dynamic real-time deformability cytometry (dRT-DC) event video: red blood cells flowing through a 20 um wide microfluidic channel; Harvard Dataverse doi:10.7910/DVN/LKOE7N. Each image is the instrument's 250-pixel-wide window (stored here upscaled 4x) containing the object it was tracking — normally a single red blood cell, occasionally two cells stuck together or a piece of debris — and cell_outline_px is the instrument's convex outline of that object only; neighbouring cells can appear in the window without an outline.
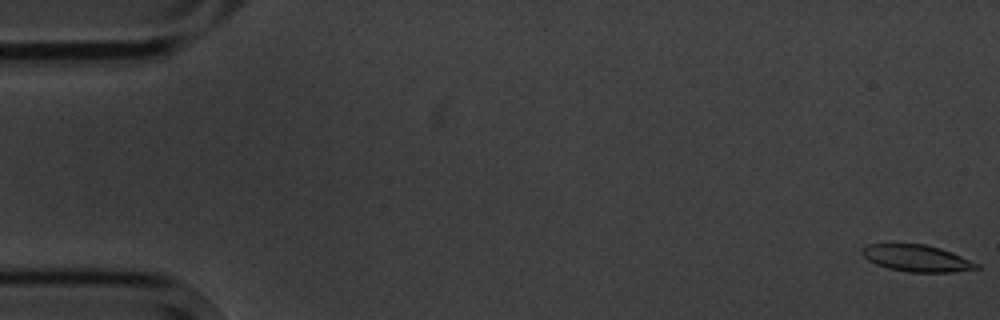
{"species": "common noctule bat (a hibernating species)", "species_latin": "Nyctalus noctula", "temperature_condition": "cold", "stored_images_in_passage": 4, "camera_frame_rate_fps": 3000, "um_per_image_px": 0.085, "animal": {"sex": "male", "body_mass_g": 20.1, "forearm_length_mm": 53.5}, "frame": {"image": 1, "passage_image": 1, "time_ms": 0.0, "image_size_px": [1000, 320], "cell_outline_px": [[980, 268], [952, 272], [908, 272], [888, 268], [876, 264], [868, 260], [860, 252], [860, 248], [868, 244], [924, 244], [940, 248], [952, 252], [980, 264]], "centroid_in_image_um": [77.92, 21.95], "position_along_channel_um": 7.1, "area_um2": 17.86}}